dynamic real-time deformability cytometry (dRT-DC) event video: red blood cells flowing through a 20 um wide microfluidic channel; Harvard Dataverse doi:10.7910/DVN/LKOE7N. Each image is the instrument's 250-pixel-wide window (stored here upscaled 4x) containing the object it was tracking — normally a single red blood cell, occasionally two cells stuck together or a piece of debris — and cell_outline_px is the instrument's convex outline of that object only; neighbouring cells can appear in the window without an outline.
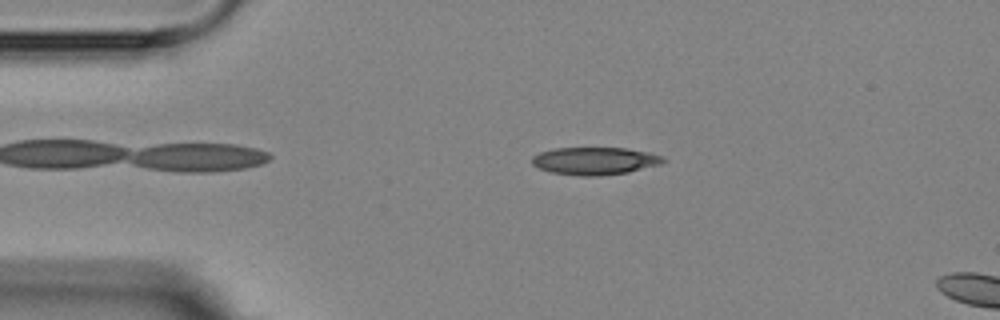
{"species": "Egyptian fruit bat (a non-hibernating species)", "species_latin": "Rousettus aegyptiacus", "temperature_condition": "room temperature", "stored_images_in_passage": 4, "camera_frame_rate_fps": 3000, "um_per_image_px": 0.085, "animal": {"sex": "female"}, "frame": {"image": 1, "passage_image": 3, "time_ms": 2.333, "image_size_px": [1000, 320], "cell_outline_px": [[668, 160], [660, 164], [628, 172], [600, 176], [580, 176], [552, 172], [540, 168], [532, 164], [532, 156], [540, 152], [556, 148], [624, 148], [648, 152], [664, 156]], "centroid_in_image_um": [50.59, 13.68], "position_along_channel_um": 34.4, "area_um2": 21.04}}